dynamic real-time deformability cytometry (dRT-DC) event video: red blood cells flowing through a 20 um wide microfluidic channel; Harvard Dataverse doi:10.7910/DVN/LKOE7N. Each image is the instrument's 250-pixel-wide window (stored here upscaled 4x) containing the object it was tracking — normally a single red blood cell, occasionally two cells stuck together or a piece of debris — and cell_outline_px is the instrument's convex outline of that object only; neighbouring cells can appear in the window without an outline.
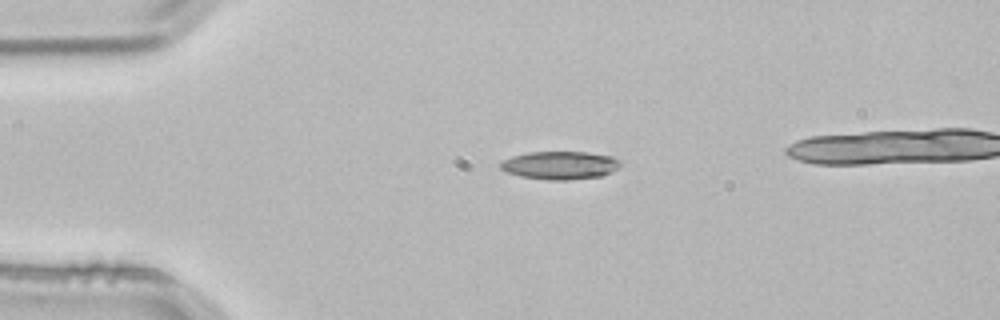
{"species": "common noctule bat (a hibernating species)", "species_latin": "Nyctalus noctula", "temperature_condition": "room temperature", "stored_images_in_passage": 2, "camera_frame_rate_fps": 3000, "um_per_image_px": 0.085, "animal": {"sex": "male", "body_mass_g": 21.5, "forearm_length_mm": 52.0}, "frame": {"image": 1, "passage_image": 1, "time_ms": 0.0, "image_size_px": [1000, 320], "cell_outline_px": [[620, 168], [604, 176], [568, 180], [548, 180], [520, 176], [508, 172], [500, 168], [500, 160], [512, 156], [528, 152], [588, 152], [612, 156], [620, 160]], "centroid_in_image_um": [47.63, 14.05], "position_along_channel_um": 37.4, "area_um2": 19.88}}